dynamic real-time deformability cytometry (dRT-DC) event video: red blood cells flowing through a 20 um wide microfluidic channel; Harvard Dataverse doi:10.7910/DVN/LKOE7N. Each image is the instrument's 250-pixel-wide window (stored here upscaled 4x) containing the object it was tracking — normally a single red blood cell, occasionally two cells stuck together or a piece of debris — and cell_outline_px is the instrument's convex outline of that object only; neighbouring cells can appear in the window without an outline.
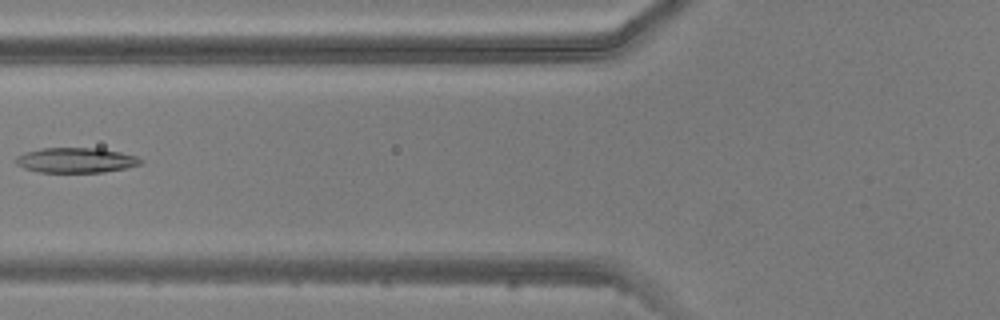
{"species": "common noctule bat (a hibernating species)", "species_latin": "Nyctalus noctula", "temperature_condition": "warm", "stored_images_in_passage": 5, "camera_frame_rate_fps": 3000, "um_per_image_px": 0.085, "animal": {"sex": "male", "body_mass_g": 20.5, "forearm_length_mm": 52.5}, "frame": {"image": 1, "passage_image": 5, "time_ms": 5.667, "image_size_px": [1000, 320], "cell_outline_px": [[144, 160], [140, 164], [124, 168], [104, 172], [40, 172], [24, 168], [16, 164], [16, 156], [24, 152], [40, 148], [100, 148], [120, 152], [136, 156]], "centroid_in_image_um": [6.43, 13.61], "position_along_channel_um": 119.4, "area_um2": 18.21}}